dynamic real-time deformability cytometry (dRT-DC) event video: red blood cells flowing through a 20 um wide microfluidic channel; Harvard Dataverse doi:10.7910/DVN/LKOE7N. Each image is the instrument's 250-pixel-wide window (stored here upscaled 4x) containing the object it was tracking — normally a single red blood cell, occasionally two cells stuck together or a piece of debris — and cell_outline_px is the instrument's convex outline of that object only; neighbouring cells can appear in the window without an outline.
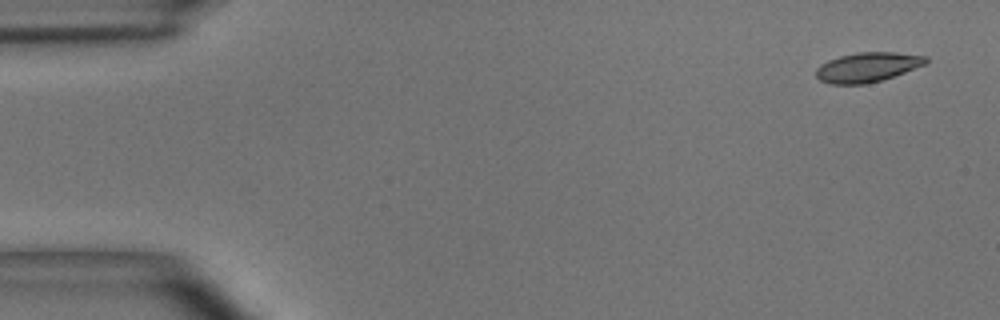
{"species": "common noctule bat (a hibernating species)", "species_latin": "Nyctalus noctula", "temperature_condition": "room temperature", "stored_images_in_passage": 53, "camera_frame_rate_fps": 3000, "um_per_image_px": 0.085, "animal": {"sex": "male", "body_mass_g": 15.6}, "frame": {"image": 1, "passage_image": 1, "time_ms": 0.0, "image_size_px": [1000, 320], "cell_outline_px": [[928, 60], [924, 64], [904, 72], [880, 80], [864, 84], [832, 84], [820, 80], [816, 76], [816, 68], [820, 64], [828, 60], [840, 56], [856, 52], [896, 52], [928, 56]], "centroid_in_image_um": [73.71, 5.69], "position_along_channel_um": 11.3, "area_um2": 18.79}}
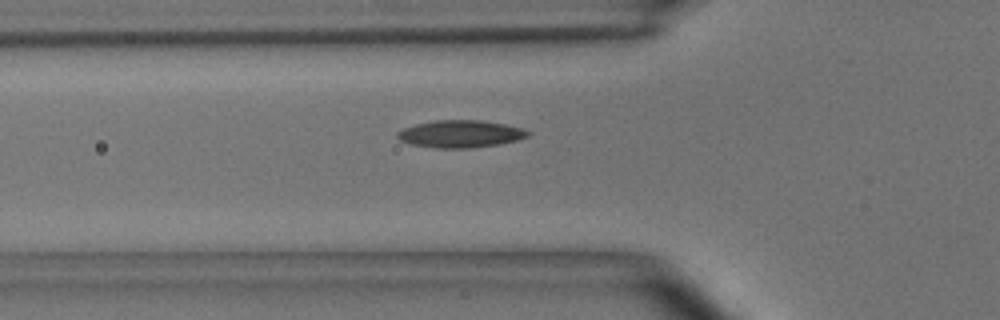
{"frame": {"image": 2, "passage_image": 17, "time_ms": 5.333, "image_size_px": [1000, 320], "cell_outline_px": [[532, 132], [528, 136], [516, 140], [500, 144], [472, 148], [436, 148], [412, 144], [400, 140], [396, 136], [396, 132], [404, 128], [416, 124], [436, 120], [480, 120], [504, 124], [524, 128]], "centroid_in_image_um": [39.16, 11.38], "position_along_channel_um": 86.6, "area_um2": 20.81}}
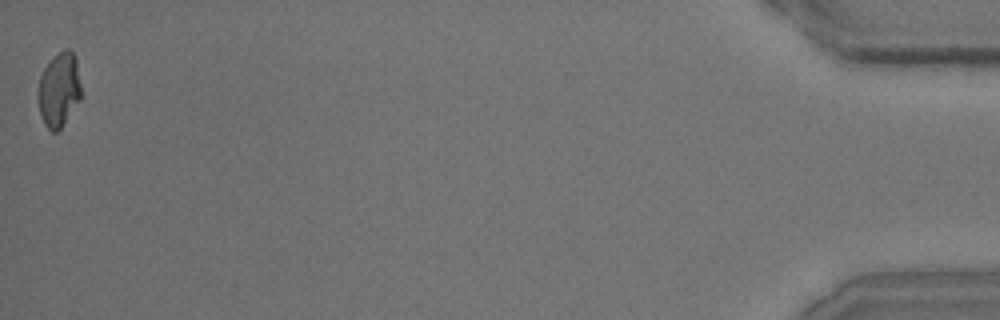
{"frame": {"image": 3, "passage_image": 53, "time_ms": 17.333, "image_size_px": [1000, 320], "cell_outline_px": [[80, 100], [60, 128], [56, 132], [52, 132], [44, 124], [40, 112], [36, 96], [40, 76], [44, 68], [64, 48], [68, 48], [76, 56], [80, 84]], "centroid_in_image_um": [5.0, 7.63], "position_along_channel_um": 430.2, "area_um2": 18.5}, "authors_computed_cell_mechanics": {"area_um2": 19.5942, "velocity_mm_per_s": 3.6289, "shape_relaxation_time_tau1_ms": 4.0329, "shape_relaxation_time_tau2_ms": 2.6172, "deformation_change_tau1": 0.1549, "deformation_change_tau2": 0.0975}}